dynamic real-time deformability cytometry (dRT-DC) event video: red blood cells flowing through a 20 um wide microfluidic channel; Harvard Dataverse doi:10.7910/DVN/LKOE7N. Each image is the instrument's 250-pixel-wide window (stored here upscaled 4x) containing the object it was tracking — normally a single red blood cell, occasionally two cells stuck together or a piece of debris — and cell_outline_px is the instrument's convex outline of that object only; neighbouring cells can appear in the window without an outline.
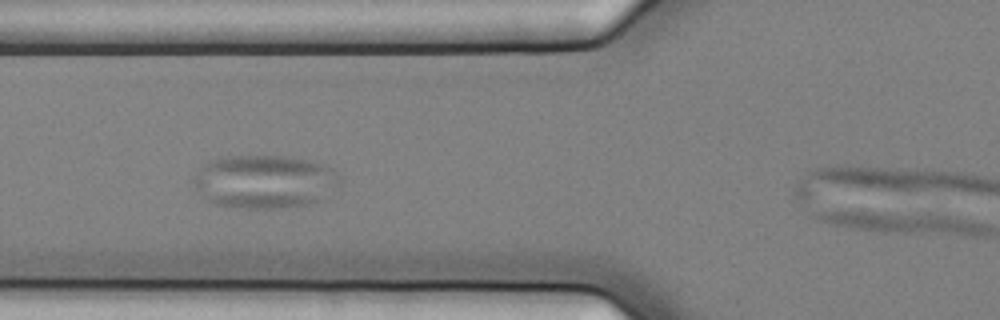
{"species": "common noctule bat (a hibernating species)", "species_latin": "Nyctalus noctula", "temperature_condition": "cold", "stored_images_in_passage": 5, "camera_frame_rate_fps": 3000, "um_per_image_px": 0.085, "animal": {"sex": "female", "body_mass_g": 25.1}, "frame": {"image": 1, "passage_image": 4, "time_ms": 1.0, "image_size_px": [1000, 320], "cell_outline_px": [[344, 180], [340, 184], [316, 200], [308, 204], [280, 208], [248, 208], [216, 204], [208, 200], [196, 188], [196, 176], [200, 168], [208, 160], [220, 156], [284, 156], [308, 160], [332, 168]], "centroid_in_image_um": [22.5, 15.41], "position_along_channel_um": 103.3, "area_um2": 44.91}}